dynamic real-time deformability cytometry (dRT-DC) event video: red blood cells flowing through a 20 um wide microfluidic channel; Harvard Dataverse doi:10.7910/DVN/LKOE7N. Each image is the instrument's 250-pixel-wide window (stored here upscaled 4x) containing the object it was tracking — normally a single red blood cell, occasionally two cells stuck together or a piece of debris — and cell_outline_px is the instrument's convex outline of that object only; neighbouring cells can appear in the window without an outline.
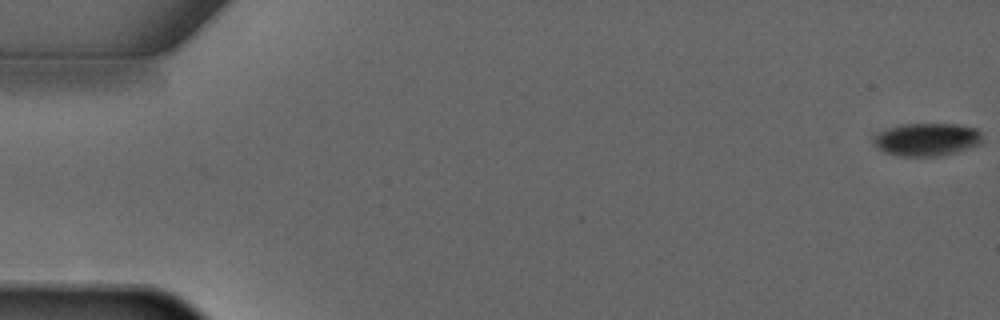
{"species": "common noctule bat (a hibernating species)", "species_latin": "Nyctalus noctula", "temperature_condition": "warm", "stored_images_in_passage": 6, "camera_frame_rate_fps": 3000, "um_per_image_px": 0.085, "animal": {"sex": "male", "forearm_length_mm": 52.5}, "frame": {"image": 1, "passage_image": 1, "time_ms": 0.0, "image_size_px": [1000, 320], "cell_outline_px": [[984, 140], [980, 144], [956, 152], [940, 156], [900, 156], [884, 152], [872, 140], [880, 132], [888, 128], [900, 124], [960, 124], [976, 128], [984, 136]], "centroid_in_image_um": [78.85, 11.85], "position_along_channel_um": 6.2, "area_um2": 20.87}}
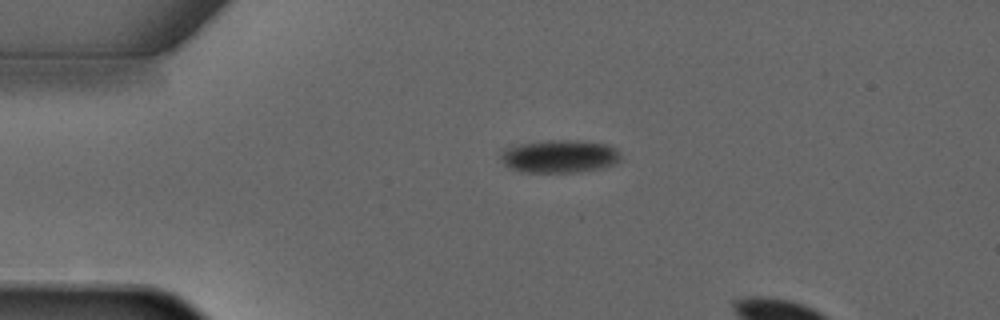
{"frame": {"image": 2, "passage_image": 4, "time_ms": 3.333, "image_size_px": [1000, 320], "cell_outline_px": [[620, 160], [616, 164], [604, 168], [572, 172], [520, 172], [504, 164], [500, 160], [500, 152], [504, 148], [520, 144], [544, 140], [584, 140], [608, 144], [616, 148], [620, 152]], "centroid_in_image_um": [47.58, 13.27], "position_along_channel_um": 37.4, "area_um2": 23.41}}